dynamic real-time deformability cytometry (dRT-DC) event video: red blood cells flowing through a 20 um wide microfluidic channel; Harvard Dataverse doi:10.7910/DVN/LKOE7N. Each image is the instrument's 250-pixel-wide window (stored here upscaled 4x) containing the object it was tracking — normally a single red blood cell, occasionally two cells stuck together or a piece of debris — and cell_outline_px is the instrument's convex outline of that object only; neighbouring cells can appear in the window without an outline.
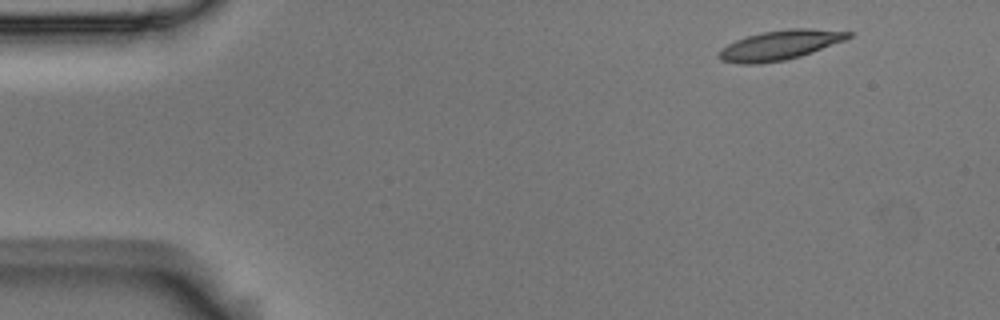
{"species": "Egyptian fruit bat (a non-hibernating species)", "species_latin": "Rousettus aegyptiacus", "temperature_condition": "room temperature", "stored_images_in_passage": 4, "camera_frame_rate_fps": 3000, "um_per_image_px": 0.085, "animal": {"sex": "male"}, "frame": {"image": 1, "passage_image": 1, "time_ms": 0.0, "image_size_px": [1000, 320], "cell_outline_px": [[852, 36], [848, 40], [800, 56], [784, 60], [760, 64], [740, 64], [720, 60], [716, 56], [716, 52], [728, 44], [736, 40], [748, 36], [764, 32], [788, 28], [808, 28], [852, 32]], "centroid_in_image_um": [66.29, 3.84], "position_along_channel_um": 18.7, "area_um2": 22.48}}
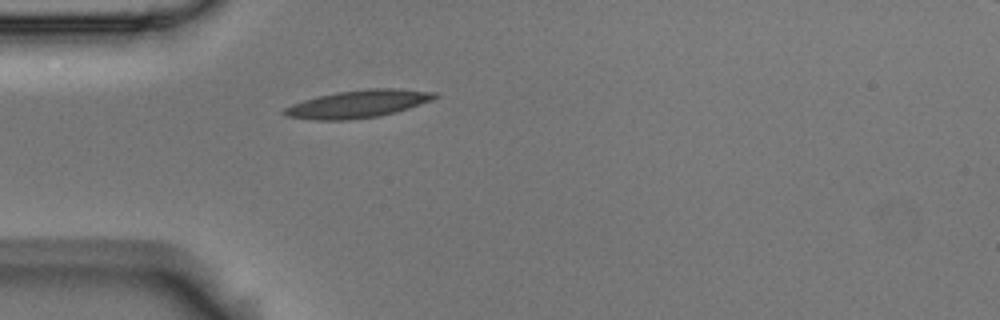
{"frame": {"image": 2, "passage_image": 4, "time_ms": 1.0, "image_size_px": [1000, 320], "cell_outline_px": [[440, 96], [432, 100], [396, 112], [380, 116], [348, 120], [316, 120], [284, 116], [280, 112], [284, 108], [292, 104], [304, 100], [336, 92], [368, 88], [392, 88], [436, 92]], "centroid_in_image_um": [30.42, 8.84], "position_along_channel_um": 54.6, "area_um2": 24.28}}